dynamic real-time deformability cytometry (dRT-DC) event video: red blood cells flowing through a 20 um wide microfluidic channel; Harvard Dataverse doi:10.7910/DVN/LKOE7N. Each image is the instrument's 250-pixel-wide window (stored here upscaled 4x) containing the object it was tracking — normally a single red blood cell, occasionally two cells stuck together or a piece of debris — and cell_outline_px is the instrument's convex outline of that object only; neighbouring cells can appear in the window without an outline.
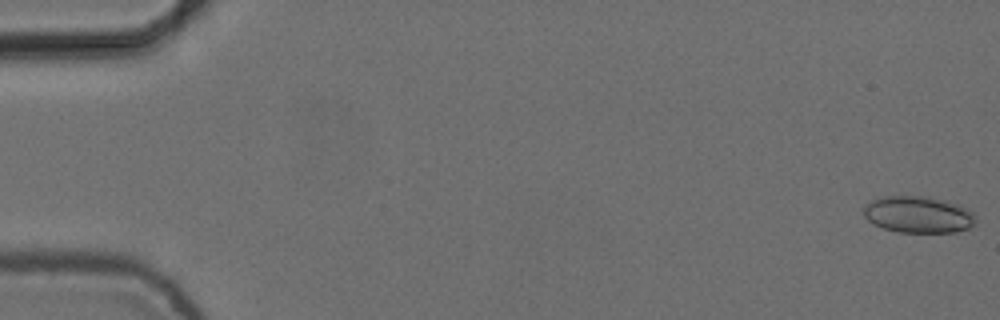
{"species": "common noctule bat (a hibernating species)", "species_latin": "Nyctalus noctula", "temperature_condition": "cold", "stored_images_in_passage": 9, "camera_frame_rate_fps": 3000, "um_per_image_px": 0.085, "animal": {"sex": "female", "body_mass_g": 24.6, "forearm_length_mm": 56.2}, "frame": {"image": 1, "passage_image": 1, "time_ms": 0.0, "image_size_px": [1000, 320], "cell_outline_px": [[976, 224], [968, 228], [956, 232], [896, 232], [872, 224], [864, 216], [864, 204], [872, 200], [884, 196], [924, 196], [944, 200], [968, 208], [976, 216]], "centroid_in_image_um": [78.05, 18.24], "position_along_channel_um": 6.9, "area_um2": 24.1}}
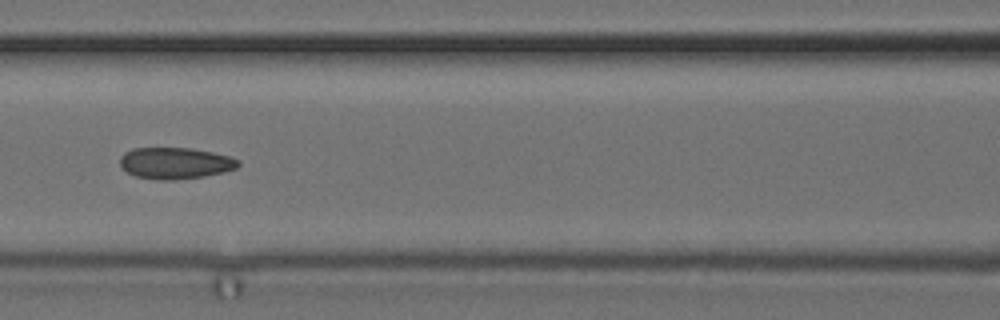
{"frame": {"image": 2, "passage_image": 7, "time_ms": 2.0, "image_size_px": [1000, 320], "cell_outline_px": [[240, 164], [236, 168], [224, 172], [204, 176], [172, 180], [160, 180], [136, 176], [128, 172], [120, 164], [120, 156], [124, 152], [132, 148], [192, 148], [212, 152], [228, 156], [240, 160]], "centroid_in_image_um": [14.9, 13.86], "position_along_channel_um": 151.7, "area_um2": 21.62}}
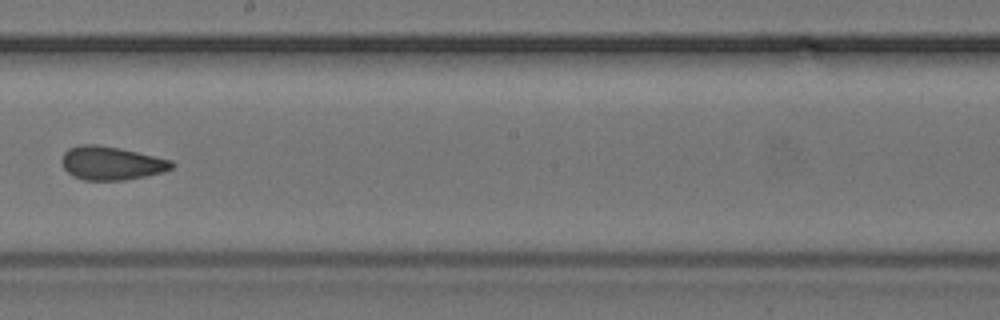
{"frame": {"image": 3, "passage_image": 9, "time_ms": 2.667, "image_size_px": [1000, 320], "cell_outline_px": [[176, 164], [172, 168], [164, 172], [124, 180], [84, 180], [72, 176], [64, 168], [60, 160], [64, 152], [68, 148], [80, 144], [96, 144], [120, 148], [172, 160]], "centroid_in_image_um": [9.45, 13.86], "position_along_channel_um": 238.8, "area_um2": 21.62}}